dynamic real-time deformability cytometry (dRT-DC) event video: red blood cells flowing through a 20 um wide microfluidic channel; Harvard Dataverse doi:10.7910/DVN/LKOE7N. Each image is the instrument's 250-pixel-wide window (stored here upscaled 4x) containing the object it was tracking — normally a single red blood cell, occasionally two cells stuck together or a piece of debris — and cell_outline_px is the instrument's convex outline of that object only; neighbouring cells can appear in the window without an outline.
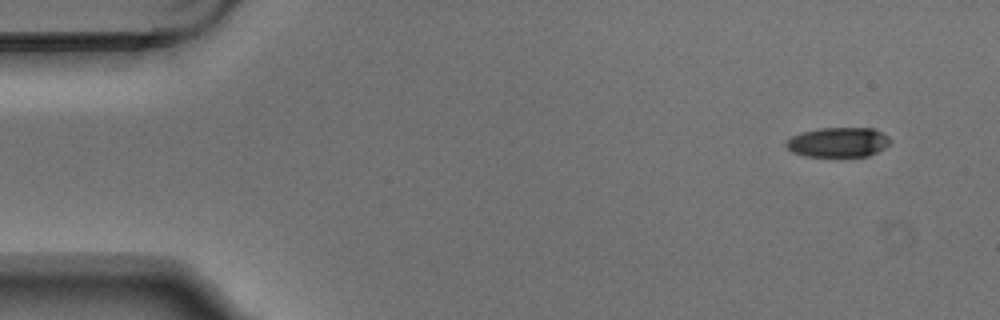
{"species": "Egyptian fruit bat (a non-hibernating species)", "species_latin": "Rousettus aegyptiacus", "temperature_condition": "warm", "stored_images_in_passage": 7, "camera_frame_rate_fps": 3000, "um_per_image_px": 0.085, "animal": {"sex": "male"}, "frame": {"image": 1, "passage_image": 1, "time_ms": 0.0, "image_size_px": [1000, 320], "cell_outline_px": [[892, 140], [884, 148], [868, 156], [804, 156], [792, 152], [784, 144], [784, 140], [792, 136], [804, 132], [820, 128], [876, 128], [888, 136]], "centroid_in_image_um": [71.24, 12.08], "position_along_channel_um": 13.8, "area_um2": 18.09}}
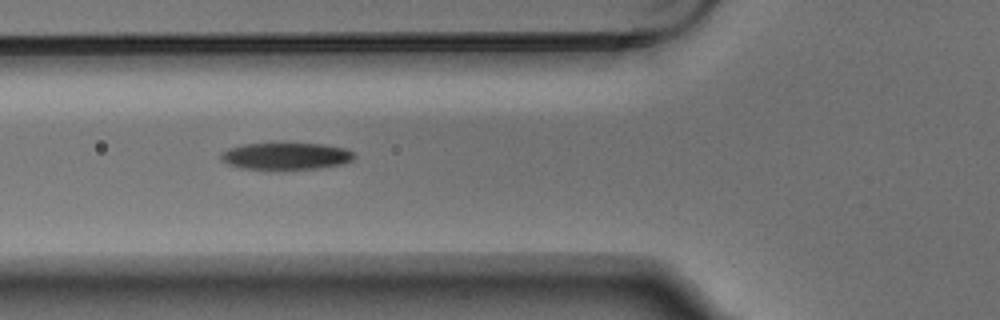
{"frame": {"image": 2, "passage_image": 4, "time_ms": 1.0, "image_size_px": [1000, 320], "cell_outline_px": [[356, 156], [352, 160], [344, 164], [320, 168], [240, 168], [228, 164], [220, 160], [220, 156], [228, 148], [244, 144], [272, 140], [284, 140], [320, 144], [344, 148], [356, 152]], "centroid_in_image_um": [24.32, 13.2], "position_along_channel_um": 101.5, "area_um2": 21.79}}
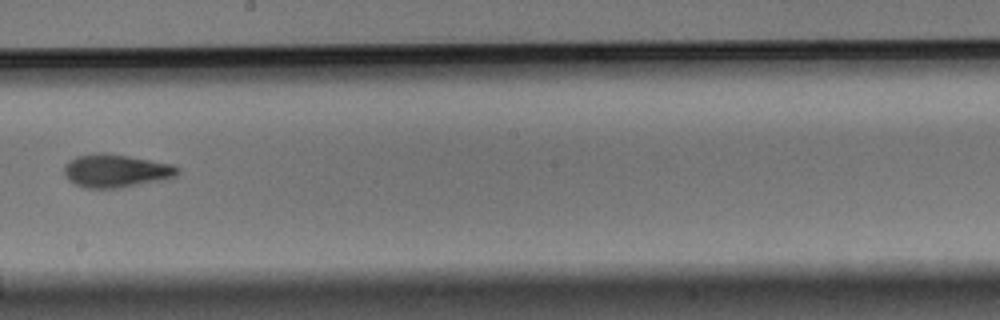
{"frame": {"image": 3, "passage_image": 7, "time_ms": 2.0, "image_size_px": [1000, 320], "cell_outline_px": [[180, 172], [176, 176], [164, 180], [120, 188], [84, 188], [72, 184], [64, 176], [64, 164], [68, 160], [76, 156], [100, 152], [104, 152], [176, 164], [180, 168]], "centroid_in_image_um": [9.86, 14.52], "position_along_channel_um": 238.3, "area_um2": 22.48}}